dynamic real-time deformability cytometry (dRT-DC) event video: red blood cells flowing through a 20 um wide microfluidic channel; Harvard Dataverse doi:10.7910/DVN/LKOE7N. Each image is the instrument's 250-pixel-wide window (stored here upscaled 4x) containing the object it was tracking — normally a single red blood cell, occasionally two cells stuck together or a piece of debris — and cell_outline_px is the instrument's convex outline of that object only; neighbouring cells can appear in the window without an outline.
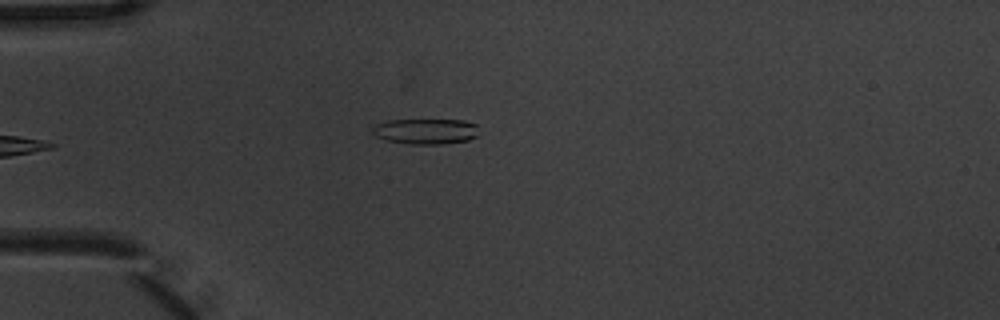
{"species": "common noctule bat (a hibernating species)", "species_latin": "Nyctalus noctula", "temperature_condition": "warm", "stored_images_in_passage": 6, "camera_frame_rate_fps": 3000, "um_per_image_px": 0.085, "animal": {"sex": "male", "body_mass_g": 20.1, "forearm_length_mm": 53.5}, "frame": {"image": 1, "passage_image": 6, "time_ms": 1.667, "image_size_px": [1000, 320], "cell_outline_px": [[476, 136], [468, 140], [440, 144], [412, 144], [388, 140], [376, 136], [372, 132], [372, 128], [376, 124], [388, 120], [464, 120], [476, 124]], "centroid_in_image_um": [36.17, 11.15], "position_along_channel_um": 48.8, "area_um2": 15.61}}